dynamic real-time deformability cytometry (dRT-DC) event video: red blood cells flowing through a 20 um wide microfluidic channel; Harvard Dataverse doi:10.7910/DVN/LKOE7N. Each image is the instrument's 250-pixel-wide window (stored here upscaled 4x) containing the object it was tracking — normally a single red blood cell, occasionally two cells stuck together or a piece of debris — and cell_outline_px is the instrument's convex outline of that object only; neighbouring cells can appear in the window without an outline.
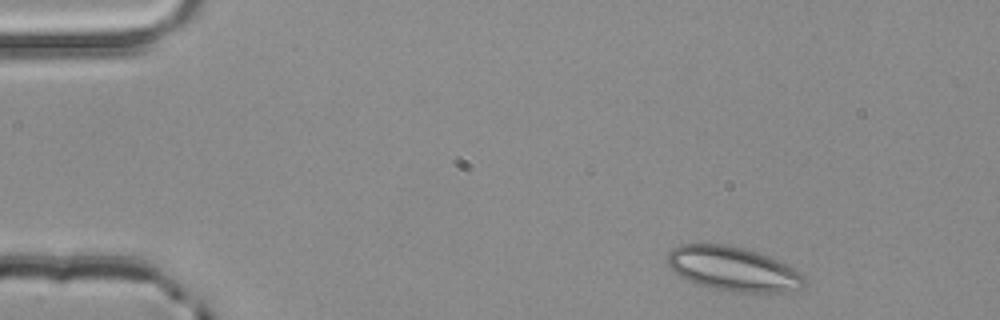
{"species": "common noctule bat (a hibernating species)", "species_latin": "Nyctalus noctula", "temperature_condition": "room temperature", "stored_images_in_passage": 3, "camera_frame_rate_fps": 3000, "um_per_image_px": 0.085, "animal": {"sex": "male", "body_mass_g": 20.4}, "frame": {"image": 1, "passage_image": 1, "time_ms": 0.0, "image_size_px": [1000, 320], "cell_outline_px": [[808, 284], [804, 288], [788, 292], [732, 292], [712, 288], [696, 284], [680, 276], [664, 260], [668, 252], [672, 248], [680, 244], [724, 244], [744, 248], [760, 252], [800, 272]], "centroid_in_image_um": [62.32, 22.86], "position_along_channel_um": 22.7, "area_um2": 35.6}}